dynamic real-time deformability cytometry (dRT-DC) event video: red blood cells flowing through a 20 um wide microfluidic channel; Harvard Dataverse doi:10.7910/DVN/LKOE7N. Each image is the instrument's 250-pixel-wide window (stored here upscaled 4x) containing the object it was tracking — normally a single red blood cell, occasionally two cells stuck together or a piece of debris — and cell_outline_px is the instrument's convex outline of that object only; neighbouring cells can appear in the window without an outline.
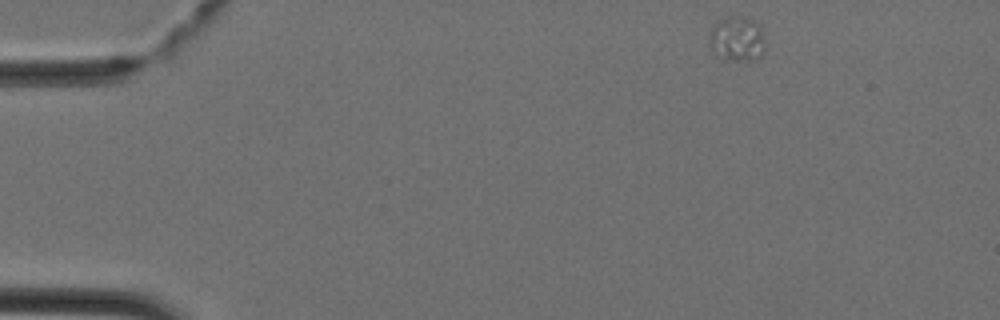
{"species": "Egyptian fruit bat (a non-hibernating species)", "species_latin": "Rousettus aegyptiacus", "temperature_condition": "cold", "stored_images_in_passage": 41, "camera_frame_rate_fps": 3000, "um_per_image_px": 0.085, "animal": {"sex": "female"}, "frame": {"image": 1, "passage_image": 1, "time_ms": 0.0, "image_size_px": [1000, 320], "cell_outline_px": [[764, 52], [760, 56], [748, 60], [732, 60], [716, 56], [712, 52], [708, 40], [708, 36], [712, 28], [720, 20], [736, 16], [744, 16], [760, 24], [764, 36]], "centroid_in_image_um": [62.65, 3.31], "position_along_channel_um": 22.4, "area_um2": 14.62}}